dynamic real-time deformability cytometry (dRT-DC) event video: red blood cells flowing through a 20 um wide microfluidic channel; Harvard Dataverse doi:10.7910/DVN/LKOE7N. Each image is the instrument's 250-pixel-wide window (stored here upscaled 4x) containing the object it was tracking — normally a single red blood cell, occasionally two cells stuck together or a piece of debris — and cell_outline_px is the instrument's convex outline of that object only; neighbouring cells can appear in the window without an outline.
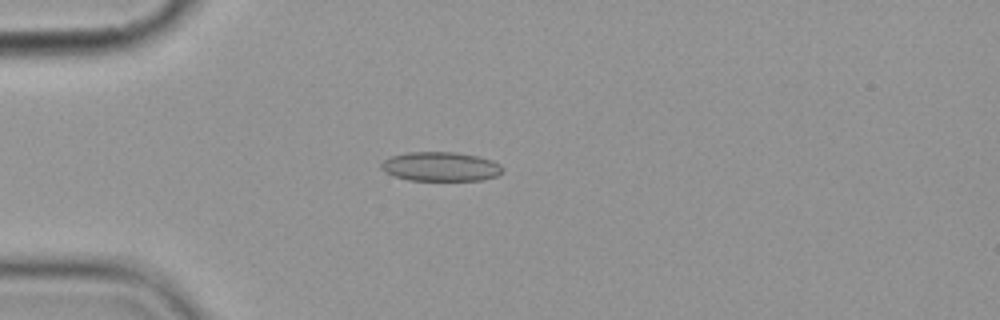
{"species": "common noctule bat (a hibernating species)", "species_latin": "Nyctalus noctula", "temperature_condition": "cold", "stored_images_in_passage": 3, "camera_frame_rate_fps": 3000, "um_per_image_px": 0.085, "animal": {"sex": "female", "body_mass_g": 19.9}, "frame": {"image": 1, "passage_image": 1, "time_ms": 0.0, "image_size_px": [1000, 320], "cell_outline_px": [[504, 168], [496, 176], [480, 180], [408, 180], [392, 176], [384, 172], [380, 168], [380, 164], [384, 160], [392, 156], [408, 152], [456, 152], [476, 156], [492, 160], [500, 164]], "centroid_in_image_um": [37.41, 14.16], "position_along_channel_um": 47.6, "area_um2": 20.69}}
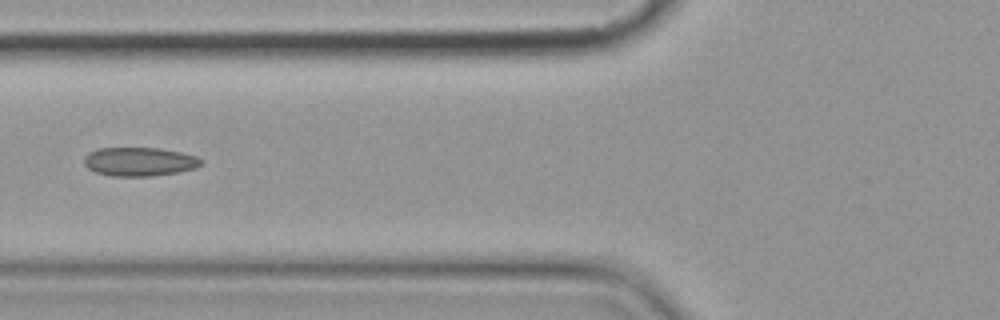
{"frame": {"image": 2, "passage_image": 3, "time_ms": 2.333, "image_size_px": [1000, 320], "cell_outline_px": [[204, 164], [196, 168], [180, 172], [152, 176], [112, 176], [96, 172], [88, 168], [84, 164], [84, 156], [88, 152], [100, 148], [160, 148], [180, 152], [196, 156], [204, 160]], "centroid_in_image_um": [11.89, 13.74], "position_along_channel_um": 113.9, "area_um2": 19.83}}